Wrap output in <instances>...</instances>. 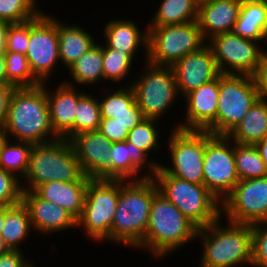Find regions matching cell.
Listing matches in <instances>:
<instances>
[{
	"label": "cell",
	"mask_w": 267,
	"mask_h": 267,
	"mask_svg": "<svg viewBox=\"0 0 267 267\" xmlns=\"http://www.w3.org/2000/svg\"><path fill=\"white\" fill-rule=\"evenodd\" d=\"M157 192L152 177L134 181L119 180L118 204L108 241L139 248L146 234L151 204Z\"/></svg>",
	"instance_id": "6da1fadb"
},
{
	"label": "cell",
	"mask_w": 267,
	"mask_h": 267,
	"mask_svg": "<svg viewBox=\"0 0 267 267\" xmlns=\"http://www.w3.org/2000/svg\"><path fill=\"white\" fill-rule=\"evenodd\" d=\"M4 132L7 139L15 137L16 141L32 144L47 143L60 138L50 122L45 83L14 89Z\"/></svg>",
	"instance_id": "7a4b0ae2"
},
{
	"label": "cell",
	"mask_w": 267,
	"mask_h": 267,
	"mask_svg": "<svg viewBox=\"0 0 267 267\" xmlns=\"http://www.w3.org/2000/svg\"><path fill=\"white\" fill-rule=\"evenodd\" d=\"M220 218L197 231L203 254L199 267H235L252 264V225L233 223L220 225Z\"/></svg>",
	"instance_id": "3957f363"
},
{
	"label": "cell",
	"mask_w": 267,
	"mask_h": 267,
	"mask_svg": "<svg viewBox=\"0 0 267 267\" xmlns=\"http://www.w3.org/2000/svg\"><path fill=\"white\" fill-rule=\"evenodd\" d=\"M24 179L25 191H34L43 183L51 181H90L81 169L70 140H57L33 144ZM26 179V180H25ZM27 184V185H26Z\"/></svg>",
	"instance_id": "277c9868"
},
{
	"label": "cell",
	"mask_w": 267,
	"mask_h": 267,
	"mask_svg": "<svg viewBox=\"0 0 267 267\" xmlns=\"http://www.w3.org/2000/svg\"><path fill=\"white\" fill-rule=\"evenodd\" d=\"M197 231L198 228L176 206L157 192L139 250L147 249L154 258H162L193 239L196 240Z\"/></svg>",
	"instance_id": "5b68a950"
},
{
	"label": "cell",
	"mask_w": 267,
	"mask_h": 267,
	"mask_svg": "<svg viewBox=\"0 0 267 267\" xmlns=\"http://www.w3.org/2000/svg\"><path fill=\"white\" fill-rule=\"evenodd\" d=\"M158 192L176 206L198 229L221 218V202L204 185L168 174L160 165L152 177Z\"/></svg>",
	"instance_id": "8992f818"
},
{
	"label": "cell",
	"mask_w": 267,
	"mask_h": 267,
	"mask_svg": "<svg viewBox=\"0 0 267 267\" xmlns=\"http://www.w3.org/2000/svg\"><path fill=\"white\" fill-rule=\"evenodd\" d=\"M259 99L253 76L220 74L216 121L206 130L228 136Z\"/></svg>",
	"instance_id": "52a82bcc"
},
{
	"label": "cell",
	"mask_w": 267,
	"mask_h": 267,
	"mask_svg": "<svg viewBox=\"0 0 267 267\" xmlns=\"http://www.w3.org/2000/svg\"><path fill=\"white\" fill-rule=\"evenodd\" d=\"M146 29L148 30L147 61L157 66L172 67L185 55L199 50L207 43L197 21Z\"/></svg>",
	"instance_id": "ba28073f"
},
{
	"label": "cell",
	"mask_w": 267,
	"mask_h": 267,
	"mask_svg": "<svg viewBox=\"0 0 267 267\" xmlns=\"http://www.w3.org/2000/svg\"><path fill=\"white\" fill-rule=\"evenodd\" d=\"M118 198L119 180L91 179L77 227L83 226L86 236L91 240L108 241Z\"/></svg>",
	"instance_id": "9c48e42d"
},
{
	"label": "cell",
	"mask_w": 267,
	"mask_h": 267,
	"mask_svg": "<svg viewBox=\"0 0 267 267\" xmlns=\"http://www.w3.org/2000/svg\"><path fill=\"white\" fill-rule=\"evenodd\" d=\"M145 62L144 74L131 86L143 117L159 120L178 99L175 73L172 67Z\"/></svg>",
	"instance_id": "30bf717a"
},
{
	"label": "cell",
	"mask_w": 267,
	"mask_h": 267,
	"mask_svg": "<svg viewBox=\"0 0 267 267\" xmlns=\"http://www.w3.org/2000/svg\"><path fill=\"white\" fill-rule=\"evenodd\" d=\"M234 142L228 136L205 131L204 186L222 203L239 182Z\"/></svg>",
	"instance_id": "8fae6325"
},
{
	"label": "cell",
	"mask_w": 267,
	"mask_h": 267,
	"mask_svg": "<svg viewBox=\"0 0 267 267\" xmlns=\"http://www.w3.org/2000/svg\"><path fill=\"white\" fill-rule=\"evenodd\" d=\"M42 12L29 20V43L25 53L33 76L40 82L50 80L59 63L58 19Z\"/></svg>",
	"instance_id": "7c38bea8"
},
{
	"label": "cell",
	"mask_w": 267,
	"mask_h": 267,
	"mask_svg": "<svg viewBox=\"0 0 267 267\" xmlns=\"http://www.w3.org/2000/svg\"><path fill=\"white\" fill-rule=\"evenodd\" d=\"M172 166H160L170 175L204 185L205 131L172 129L168 139Z\"/></svg>",
	"instance_id": "4fadbf2b"
},
{
	"label": "cell",
	"mask_w": 267,
	"mask_h": 267,
	"mask_svg": "<svg viewBox=\"0 0 267 267\" xmlns=\"http://www.w3.org/2000/svg\"><path fill=\"white\" fill-rule=\"evenodd\" d=\"M221 74H243L253 76L266 49L258 41L235 35L232 31L215 35L209 41Z\"/></svg>",
	"instance_id": "5bb4252c"
},
{
	"label": "cell",
	"mask_w": 267,
	"mask_h": 267,
	"mask_svg": "<svg viewBox=\"0 0 267 267\" xmlns=\"http://www.w3.org/2000/svg\"><path fill=\"white\" fill-rule=\"evenodd\" d=\"M221 211L233 223L267 222V176L239 180L222 201Z\"/></svg>",
	"instance_id": "9a60e30c"
},
{
	"label": "cell",
	"mask_w": 267,
	"mask_h": 267,
	"mask_svg": "<svg viewBox=\"0 0 267 267\" xmlns=\"http://www.w3.org/2000/svg\"><path fill=\"white\" fill-rule=\"evenodd\" d=\"M81 169L91 179H111L112 142L99 131L85 132L70 139Z\"/></svg>",
	"instance_id": "2e32d148"
},
{
	"label": "cell",
	"mask_w": 267,
	"mask_h": 267,
	"mask_svg": "<svg viewBox=\"0 0 267 267\" xmlns=\"http://www.w3.org/2000/svg\"><path fill=\"white\" fill-rule=\"evenodd\" d=\"M172 68L179 96L187 95L221 74L207 43L199 50L185 55Z\"/></svg>",
	"instance_id": "e0dca14e"
},
{
	"label": "cell",
	"mask_w": 267,
	"mask_h": 267,
	"mask_svg": "<svg viewBox=\"0 0 267 267\" xmlns=\"http://www.w3.org/2000/svg\"><path fill=\"white\" fill-rule=\"evenodd\" d=\"M219 76L185 95V121L176 125L182 130L206 131L217 118Z\"/></svg>",
	"instance_id": "ac0fdd59"
},
{
	"label": "cell",
	"mask_w": 267,
	"mask_h": 267,
	"mask_svg": "<svg viewBox=\"0 0 267 267\" xmlns=\"http://www.w3.org/2000/svg\"><path fill=\"white\" fill-rule=\"evenodd\" d=\"M21 202L28 211L35 232L47 235L77 227V220L69 212L41 198L35 191L23 190Z\"/></svg>",
	"instance_id": "d6986e66"
},
{
	"label": "cell",
	"mask_w": 267,
	"mask_h": 267,
	"mask_svg": "<svg viewBox=\"0 0 267 267\" xmlns=\"http://www.w3.org/2000/svg\"><path fill=\"white\" fill-rule=\"evenodd\" d=\"M109 152L111 179L113 180H140L146 177H153L160 165L158 162L150 160L145 151L126 141L112 143ZM147 166L149 172L146 171L147 173L142 176L140 172L143 167L147 168Z\"/></svg>",
	"instance_id": "ffe728a7"
},
{
	"label": "cell",
	"mask_w": 267,
	"mask_h": 267,
	"mask_svg": "<svg viewBox=\"0 0 267 267\" xmlns=\"http://www.w3.org/2000/svg\"><path fill=\"white\" fill-rule=\"evenodd\" d=\"M72 82H62L55 89L48 90L45 84L50 122L54 132L70 140L74 136V120L78 105V92ZM53 90V91H51Z\"/></svg>",
	"instance_id": "44dd1931"
},
{
	"label": "cell",
	"mask_w": 267,
	"mask_h": 267,
	"mask_svg": "<svg viewBox=\"0 0 267 267\" xmlns=\"http://www.w3.org/2000/svg\"><path fill=\"white\" fill-rule=\"evenodd\" d=\"M242 0H215L198 8L197 22L205 41L229 32L236 23Z\"/></svg>",
	"instance_id": "7402d4cb"
},
{
	"label": "cell",
	"mask_w": 267,
	"mask_h": 267,
	"mask_svg": "<svg viewBox=\"0 0 267 267\" xmlns=\"http://www.w3.org/2000/svg\"><path fill=\"white\" fill-rule=\"evenodd\" d=\"M89 181H51L34 191L43 199L64 208L76 220L82 214Z\"/></svg>",
	"instance_id": "603a6c76"
},
{
	"label": "cell",
	"mask_w": 267,
	"mask_h": 267,
	"mask_svg": "<svg viewBox=\"0 0 267 267\" xmlns=\"http://www.w3.org/2000/svg\"><path fill=\"white\" fill-rule=\"evenodd\" d=\"M107 48L121 50L132 59L141 47H144L146 61L148 59V30L141 32L137 23L129 19H118L107 22L104 27ZM139 48V49H138Z\"/></svg>",
	"instance_id": "cb8c5ba5"
},
{
	"label": "cell",
	"mask_w": 267,
	"mask_h": 267,
	"mask_svg": "<svg viewBox=\"0 0 267 267\" xmlns=\"http://www.w3.org/2000/svg\"><path fill=\"white\" fill-rule=\"evenodd\" d=\"M253 41H267V8L260 0H242L238 19L231 30Z\"/></svg>",
	"instance_id": "d4e9b609"
},
{
	"label": "cell",
	"mask_w": 267,
	"mask_h": 267,
	"mask_svg": "<svg viewBox=\"0 0 267 267\" xmlns=\"http://www.w3.org/2000/svg\"><path fill=\"white\" fill-rule=\"evenodd\" d=\"M58 41L60 62L67 69L96 44L92 34L81 26L76 24L65 25L59 20Z\"/></svg>",
	"instance_id": "484cf974"
},
{
	"label": "cell",
	"mask_w": 267,
	"mask_h": 267,
	"mask_svg": "<svg viewBox=\"0 0 267 267\" xmlns=\"http://www.w3.org/2000/svg\"><path fill=\"white\" fill-rule=\"evenodd\" d=\"M228 137L232 142L250 145L267 137V102L258 99Z\"/></svg>",
	"instance_id": "4316f807"
},
{
	"label": "cell",
	"mask_w": 267,
	"mask_h": 267,
	"mask_svg": "<svg viewBox=\"0 0 267 267\" xmlns=\"http://www.w3.org/2000/svg\"><path fill=\"white\" fill-rule=\"evenodd\" d=\"M33 227L26 207L21 203L6 206V217L2 226L1 237L10 250H21L22 245Z\"/></svg>",
	"instance_id": "83f0119b"
},
{
	"label": "cell",
	"mask_w": 267,
	"mask_h": 267,
	"mask_svg": "<svg viewBox=\"0 0 267 267\" xmlns=\"http://www.w3.org/2000/svg\"><path fill=\"white\" fill-rule=\"evenodd\" d=\"M147 27L179 25L197 21L198 7L193 0H162Z\"/></svg>",
	"instance_id": "f1b7e54d"
},
{
	"label": "cell",
	"mask_w": 267,
	"mask_h": 267,
	"mask_svg": "<svg viewBox=\"0 0 267 267\" xmlns=\"http://www.w3.org/2000/svg\"><path fill=\"white\" fill-rule=\"evenodd\" d=\"M73 81L79 85L98 84L104 78L103 74V45L96 43L89 51L84 53L69 68Z\"/></svg>",
	"instance_id": "f546056e"
},
{
	"label": "cell",
	"mask_w": 267,
	"mask_h": 267,
	"mask_svg": "<svg viewBox=\"0 0 267 267\" xmlns=\"http://www.w3.org/2000/svg\"><path fill=\"white\" fill-rule=\"evenodd\" d=\"M234 155L239 180L267 176L266 166L255 145L234 142Z\"/></svg>",
	"instance_id": "4dcf8cb0"
},
{
	"label": "cell",
	"mask_w": 267,
	"mask_h": 267,
	"mask_svg": "<svg viewBox=\"0 0 267 267\" xmlns=\"http://www.w3.org/2000/svg\"><path fill=\"white\" fill-rule=\"evenodd\" d=\"M5 139L0 148V168L14 173L18 178L26 174L32 143Z\"/></svg>",
	"instance_id": "1f68e13d"
},
{
	"label": "cell",
	"mask_w": 267,
	"mask_h": 267,
	"mask_svg": "<svg viewBox=\"0 0 267 267\" xmlns=\"http://www.w3.org/2000/svg\"><path fill=\"white\" fill-rule=\"evenodd\" d=\"M74 120V136L91 131H98L101 112L99 99L85 92H78V105Z\"/></svg>",
	"instance_id": "d6a6232c"
},
{
	"label": "cell",
	"mask_w": 267,
	"mask_h": 267,
	"mask_svg": "<svg viewBox=\"0 0 267 267\" xmlns=\"http://www.w3.org/2000/svg\"><path fill=\"white\" fill-rule=\"evenodd\" d=\"M8 81L16 88L35 87L41 83L33 76L27 57L18 52H5Z\"/></svg>",
	"instance_id": "836d02e7"
},
{
	"label": "cell",
	"mask_w": 267,
	"mask_h": 267,
	"mask_svg": "<svg viewBox=\"0 0 267 267\" xmlns=\"http://www.w3.org/2000/svg\"><path fill=\"white\" fill-rule=\"evenodd\" d=\"M135 101L136 97L131 84L127 88L109 92L99 100L101 118H114L121 113H131V105Z\"/></svg>",
	"instance_id": "e575fe53"
},
{
	"label": "cell",
	"mask_w": 267,
	"mask_h": 267,
	"mask_svg": "<svg viewBox=\"0 0 267 267\" xmlns=\"http://www.w3.org/2000/svg\"><path fill=\"white\" fill-rule=\"evenodd\" d=\"M37 4V0H0V21L10 24L28 21L42 12Z\"/></svg>",
	"instance_id": "d590c367"
},
{
	"label": "cell",
	"mask_w": 267,
	"mask_h": 267,
	"mask_svg": "<svg viewBox=\"0 0 267 267\" xmlns=\"http://www.w3.org/2000/svg\"><path fill=\"white\" fill-rule=\"evenodd\" d=\"M132 64L133 59L127 53H124L121 50L107 48L103 45L104 79L116 83L119 80H124V78L131 73L130 70Z\"/></svg>",
	"instance_id": "8d00e7d4"
},
{
	"label": "cell",
	"mask_w": 267,
	"mask_h": 267,
	"mask_svg": "<svg viewBox=\"0 0 267 267\" xmlns=\"http://www.w3.org/2000/svg\"><path fill=\"white\" fill-rule=\"evenodd\" d=\"M156 119H143L137 126L129 131L126 142L137 146L141 150L145 151L148 155L151 151L160 150L159 129ZM156 123V125H155Z\"/></svg>",
	"instance_id": "74e56055"
},
{
	"label": "cell",
	"mask_w": 267,
	"mask_h": 267,
	"mask_svg": "<svg viewBox=\"0 0 267 267\" xmlns=\"http://www.w3.org/2000/svg\"><path fill=\"white\" fill-rule=\"evenodd\" d=\"M12 172L0 168V205L14 206L21 203L22 181Z\"/></svg>",
	"instance_id": "f35d334b"
},
{
	"label": "cell",
	"mask_w": 267,
	"mask_h": 267,
	"mask_svg": "<svg viewBox=\"0 0 267 267\" xmlns=\"http://www.w3.org/2000/svg\"><path fill=\"white\" fill-rule=\"evenodd\" d=\"M267 267V222L252 224V264Z\"/></svg>",
	"instance_id": "ab89813d"
},
{
	"label": "cell",
	"mask_w": 267,
	"mask_h": 267,
	"mask_svg": "<svg viewBox=\"0 0 267 267\" xmlns=\"http://www.w3.org/2000/svg\"><path fill=\"white\" fill-rule=\"evenodd\" d=\"M29 43V20L21 23H9L6 52H18L25 55Z\"/></svg>",
	"instance_id": "60d3db41"
},
{
	"label": "cell",
	"mask_w": 267,
	"mask_h": 267,
	"mask_svg": "<svg viewBox=\"0 0 267 267\" xmlns=\"http://www.w3.org/2000/svg\"><path fill=\"white\" fill-rule=\"evenodd\" d=\"M98 131L106 136L112 143L124 142L129 131L115 118H101Z\"/></svg>",
	"instance_id": "b9f144b4"
},
{
	"label": "cell",
	"mask_w": 267,
	"mask_h": 267,
	"mask_svg": "<svg viewBox=\"0 0 267 267\" xmlns=\"http://www.w3.org/2000/svg\"><path fill=\"white\" fill-rule=\"evenodd\" d=\"M253 78L256 83L259 99L267 102V51L262 55Z\"/></svg>",
	"instance_id": "7bdbcfd3"
},
{
	"label": "cell",
	"mask_w": 267,
	"mask_h": 267,
	"mask_svg": "<svg viewBox=\"0 0 267 267\" xmlns=\"http://www.w3.org/2000/svg\"><path fill=\"white\" fill-rule=\"evenodd\" d=\"M114 118L115 121L125 126L128 131L132 130L145 119L136 101L131 105V113H121L120 115L114 116Z\"/></svg>",
	"instance_id": "ee69618b"
},
{
	"label": "cell",
	"mask_w": 267,
	"mask_h": 267,
	"mask_svg": "<svg viewBox=\"0 0 267 267\" xmlns=\"http://www.w3.org/2000/svg\"><path fill=\"white\" fill-rule=\"evenodd\" d=\"M15 88L12 84L0 85V130L5 128L9 102Z\"/></svg>",
	"instance_id": "f6af8a7d"
},
{
	"label": "cell",
	"mask_w": 267,
	"mask_h": 267,
	"mask_svg": "<svg viewBox=\"0 0 267 267\" xmlns=\"http://www.w3.org/2000/svg\"><path fill=\"white\" fill-rule=\"evenodd\" d=\"M22 250H9L0 255V267H23L28 261L23 255Z\"/></svg>",
	"instance_id": "bcb514c9"
},
{
	"label": "cell",
	"mask_w": 267,
	"mask_h": 267,
	"mask_svg": "<svg viewBox=\"0 0 267 267\" xmlns=\"http://www.w3.org/2000/svg\"><path fill=\"white\" fill-rule=\"evenodd\" d=\"M8 27L9 23L0 21V53L6 52Z\"/></svg>",
	"instance_id": "7dc6e473"
},
{
	"label": "cell",
	"mask_w": 267,
	"mask_h": 267,
	"mask_svg": "<svg viewBox=\"0 0 267 267\" xmlns=\"http://www.w3.org/2000/svg\"><path fill=\"white\" fill-rule=\"evenodd\" d=\"M6 217V205H0V235L2 231V226L4 224ZM9 247L3 242L2 237L0 236V255L5 254L9 251Z\"/></svg>",
	"instance_id": "c3c4849f"
},
{
	"label": "cell",
	"mask_w": 267,
	"mask_h": 267,
	"mask_svg": "<svg viewBox=\"0 0 267 267\" xmlns=\"http://www.w3.org/2000/svg\"><path fill=\"white\" fill-rule=\"evenodd\" d=\"M11 84L6 74V58L5 53H0V85Z\"/></svg>",
	"instance_id": "681fc988"
},
{
	"label": "cell",
	"mask_w": 267,
	"mask_h": 267,
	"mask_svg": "<svg viewBox=\"0 0 267 267\" xmlns=\"http://www.w3.org/2000/svg\"><path fill=\"white\" fill-rule=\"evenodd\" d=\"M267 169V137L255 144Z\"/></svg>",
	"instance_id": "f907efd6"
},
{
	"label": "cell",
	"mask_w": 267,
	"mask_h": 267,
	"mask_svg": "<svg viewBox=\"0 0 267 267\" xmlns=\"http://www.w3.org/2000/svg\"><path fill=\"white\" fill-rule=\"evenodd\" d=\"M193 1L195 5L199 8L200 6L211 3L212 1H215V0H193Z\"/></svg>",
	"instance_id": "816d5d0a"
},
{
	"label": "cell",
	"mask_w": 267,
	"mask_h": 267,
	"mask_svg": "<svg viewBox=\"0 0 267 267\" xmlns=\"http://www.w3.org/2000/svg\"><path fill=\"white\" fill-rule=\"evenodd\" d=\"M6 138H7V137H6V135H5L4 130H0V148H1V145H2V143L5 141Z\"/></svg>",
	"instance_id": "f5cc1de1"
},
{
	"label": "cell",
	"mask_w": 267,
	"mask_h": 267,
	"mask_svg": "<svg viewBox=\"0 0 267 267\" xmlns=\"http://www.w3.org/2000/svg\"><path fill=\"white\" fill-rule=\"evenodd\" d=\"M23 267H35V265H33L32 263H31V261H27L24 265H23Z\"/></svg>",
	"instance_id": "db71d44e"
},
{
	"label": "cell",
	"mask_w": 267,
	"mask_h": 267,
	"mask_svg": "<svg viewBox=\"0 0 267 267\" xmlns=\"http://www.w3.org/2000/svg\"><path fill=\"white\" fill-rule=\"evenodd\" d=\"M262 3H263V5L267 8V0H260Z\"/></svg>",
	"instance_id": "11a10c76"
}]
</instances>
